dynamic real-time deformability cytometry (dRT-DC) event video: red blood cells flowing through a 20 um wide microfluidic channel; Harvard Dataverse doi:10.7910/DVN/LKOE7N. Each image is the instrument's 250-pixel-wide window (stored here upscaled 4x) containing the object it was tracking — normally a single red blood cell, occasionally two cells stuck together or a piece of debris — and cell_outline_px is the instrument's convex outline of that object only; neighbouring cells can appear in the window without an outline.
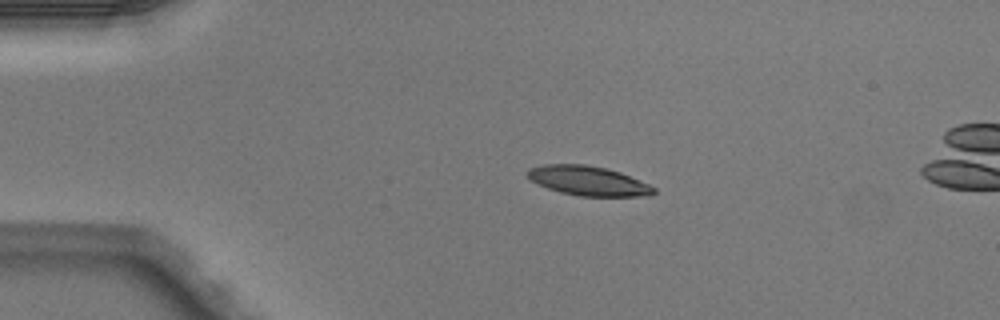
{"species": "Egyptian fruit bat (a non-hibernating species)", "species_latin": "Rousettus aegyptiacus", "temperature_condition": "warm", "stored_images_in_passage": 4, "camera_frame_rate_fps": 3000, "um_per_image_px": 0.085, "animal": {"sex": "male"}, "frame": {"image": 1, "passage_image": 2, "time_ms": 0.333, "image_size_px": [1000, 320], "cell_outline_px": [[656, 192], [648, 196], [580, 196], [560, 192], [548, 188], [532, 180], [528, 176], [528, 168], [544, 164], [584, 164], [604, 168], [620, 172], [648, 184], [656, 188]], "centroid_in_image_um": [50.01, 15.37], "position_along_channel_um": 35.0, "area_um2": 21.44}}